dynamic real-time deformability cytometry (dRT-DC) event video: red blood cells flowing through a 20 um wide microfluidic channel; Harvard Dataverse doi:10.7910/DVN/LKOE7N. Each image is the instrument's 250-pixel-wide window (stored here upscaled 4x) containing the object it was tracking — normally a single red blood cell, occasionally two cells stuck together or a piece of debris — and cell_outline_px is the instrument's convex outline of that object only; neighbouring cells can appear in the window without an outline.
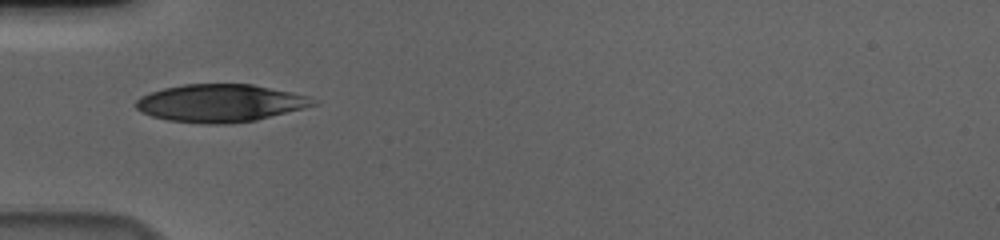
{"species": "human", "species_latin": "Homo sapiens", "temperature_condition": "cold", "stored_images_in_passage": 34, "camera_frame_rate_fps": 3000, "um_per_image_px": 0.085, "donor": {"sex": "male"}, "frame": {"image": 1, "passage_image": 1, "time_ms": 0.0, "image_size_px": [1000, 240], "cell_outline_px": [[276, 112], [248, 120], [184, 120], [164, 116], [152, 112], [144, 108], [140, 104], [148, 96], [172, 88], [200, 84], [244, 84], [276, 92]], "centroid_in_image_um": [18.08, 8.71], "position_along_channel_um": 66.9, "area_um2": 29.13}}
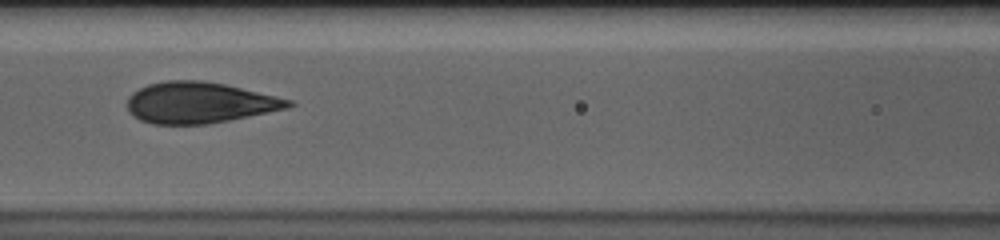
{"frame": {"image": 2, "passage_image": 8, "time_ms": 2.333, "image_size_px": [1000, 240], "cell_outline_px": [[288, 104], [256, 112], [236, 116], [212, 120], [148, 120], [140, 116], [132, 108], [132, 100], [140, 92], [148, 88], [160, 84], [212, 84], [232, 88], [280, 100]], "centroid_in_image_um": [16.87, 8.71], "position_along_channel_um": 149.7, "area_um2": 30.0}}
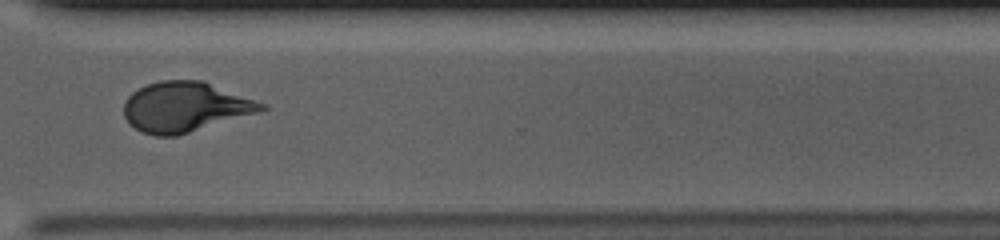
{"frame": {"image": 3, "passage_image": 25, "time_ms": 8.0, "image_size_px": [1000, 240], "cell_outline_px": [[244, 100], [240, 108], [236, 112], [184, 132], [148, 132], [132, 124], [128, 116], [128, 100], [136, 92], [152, 84], [204, 84]], "centroid_in_image_um": [15.25, 9.09], "position_along_channel_um": 355.4, "area_um2": 30.75}, "authors_computed_cell_mechanics": {"area_um2": 30.5762, "velocity_mm_per_s": 3.6306, "shape_relaxation_time_tau1_ms": null, "shape_relaxation_time_tau2_ms": 0.8115, "deformation_change_tau1": null, "deformation_change_tau2": 0.0925}}